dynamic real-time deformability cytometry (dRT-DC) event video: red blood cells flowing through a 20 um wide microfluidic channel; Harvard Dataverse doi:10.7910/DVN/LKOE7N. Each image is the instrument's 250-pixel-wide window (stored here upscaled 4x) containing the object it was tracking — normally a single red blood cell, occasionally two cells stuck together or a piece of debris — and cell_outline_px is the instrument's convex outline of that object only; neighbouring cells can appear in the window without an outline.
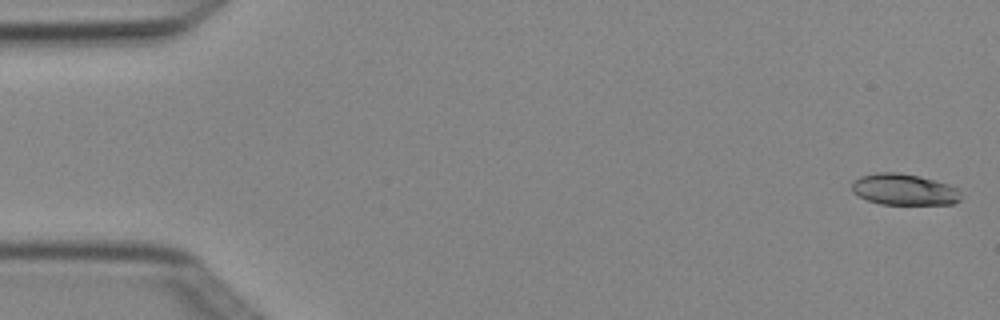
{"species": "Egyptian fruit bat (a non-hibernating species)", "species_latin": "Rousettus aegyptiacus", "temperature_condition": "cold", "stored_images_in_passage": 4, "camera_frame_rate_fps": 3000, "um_per_image_px": 0.085, "animal": {"sex": "female"}, "frame": {"image": 1, "passage_image": 1, "time_ms": 0.0, "image_size_px": [1000, 320], "cell_outline_px": [[960, 200], [952, 204], [880, 204], [868, 200], [852, 192], [852, 184], [860, 176], [876, 172], [896, 172], [920, 176], [948, 184], [960, 188]], "centroid_in_image_um": [76.87, 16.1], "position_along_channel_um": 8.1, "area_um2": 19.88}}
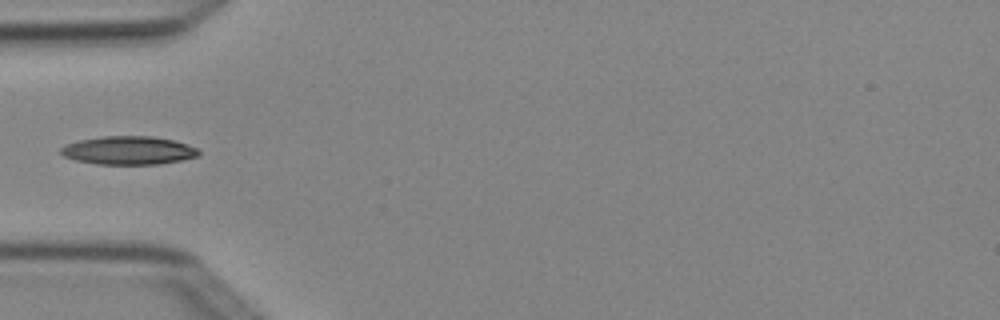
{"frame": {"image": 2, "passage_image": 4, "time_ms": 1.0, "image_size_px": [1000, 320], "cell_outline_px": [[200, 156], [160, 164], [96, 164], [76, 160], [64, 156], [60, 152], [60, 148], [64, 144], [80, 140], [100, 136], [152, 136], [176, 140], [188, 144], [196, 148], [200, 152]], "centroid_in_image_um": [10.93, 12.78], "position_along_channel_um": 74.1, "area_um2": 22.95}}